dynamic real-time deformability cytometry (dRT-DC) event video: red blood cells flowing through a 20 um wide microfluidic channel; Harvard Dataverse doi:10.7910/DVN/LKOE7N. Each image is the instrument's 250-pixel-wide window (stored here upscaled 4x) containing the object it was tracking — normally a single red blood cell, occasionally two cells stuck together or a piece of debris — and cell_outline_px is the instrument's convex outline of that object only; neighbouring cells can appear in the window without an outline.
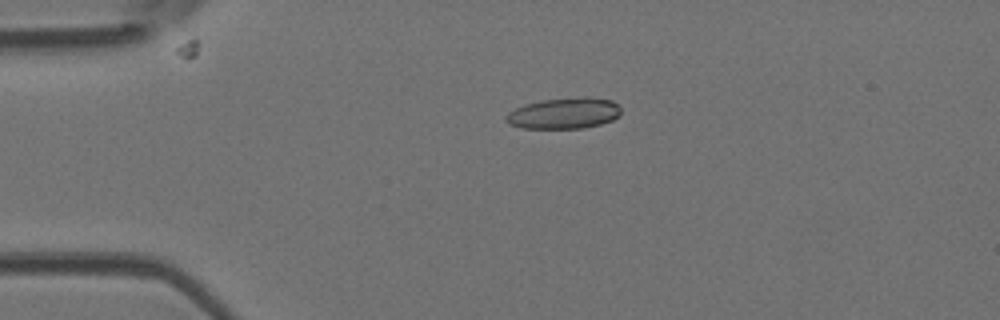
{"species": "Egyptian fruit bat (a non-hibernating species)", "species_latin": "Rousettus aegyptiacus", "temperature_condition": "room temperature", "stored_images_in_passage": 4, "camera_frame_rate_fps": 3000, "um_per_image_px": 0.085, "animal": {"sex": "female"}, "frame": {"image": 1, "passage_image": 3, "time_ms": 0.667, "image_size_px": [1000, 320], "cell_outline_px": [[620, 112], [612, 120], [600, 124], [584, 128], [520, 128], [508, 124], [504, 120], [504, 116], [508, 112], [524, 104], [540, 100], [584, 96], [588, 96], [612, 100], [620, 108]], "centroid_in_image_um": [47.89, 9.62], "position_along_channel_um": 37.1, "area_um2": 20.98}}